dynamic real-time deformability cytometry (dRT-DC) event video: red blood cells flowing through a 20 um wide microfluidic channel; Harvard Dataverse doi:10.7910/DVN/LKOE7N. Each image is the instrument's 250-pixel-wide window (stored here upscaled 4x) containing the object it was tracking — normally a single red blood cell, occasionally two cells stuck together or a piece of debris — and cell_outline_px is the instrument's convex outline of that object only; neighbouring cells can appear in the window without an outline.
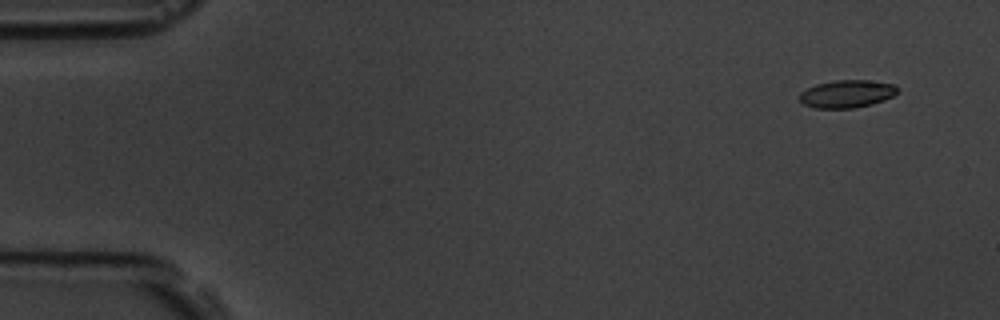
{"species": "common noctule bat (a hibernating species)", "species_latin": "Nyctalus noctula", "temperature_condition": "room temperature", "stored_images_in_passage": 4, "camera_frame_rate_fps": 3000, "um_per_image_px": 0.085, "animal": {"sex": "male", "body_mass_g": 19.5, "forearm_length_mm": 54.6}, "frame": {"image": 1, "passage_image": 1, "time_ms": 0.0, "image_size_px": [1000, 320], "cell_outline_px": [[896, 92], [892, 96], [884, 100], [872, 104], [856, 108], [816, 108], [804, 104], [800, 100], [800, 92], [816, 84], [832, 80], [868, 80], [892, 84], [896, 88]], "centroid_in_image_um": [71.95, 7.98], "position_along_channel_um": 13.0, "area_um2": 15.66}}
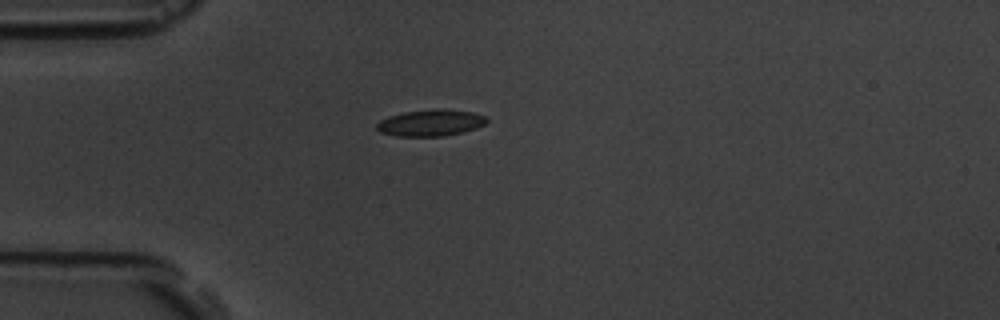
{"frame": {"image": 2, "passage_image": 4, "time_ms": 4.0, "image_size_px": [1000, 320], "cell_outline_px": [[488, 120], [484, 124], [476, 128], [464, 132], [444, 136], [396, 136], [380, 132], [376, 128], [376, 124], [380, 120], [388, 116], [404, 112], [436, 108], [472, 112], [484, 116]], "centroid_in_image_um": [36.58, 10.44], "position_along_channel_um": 48.4, "area_um2": 16.99}}